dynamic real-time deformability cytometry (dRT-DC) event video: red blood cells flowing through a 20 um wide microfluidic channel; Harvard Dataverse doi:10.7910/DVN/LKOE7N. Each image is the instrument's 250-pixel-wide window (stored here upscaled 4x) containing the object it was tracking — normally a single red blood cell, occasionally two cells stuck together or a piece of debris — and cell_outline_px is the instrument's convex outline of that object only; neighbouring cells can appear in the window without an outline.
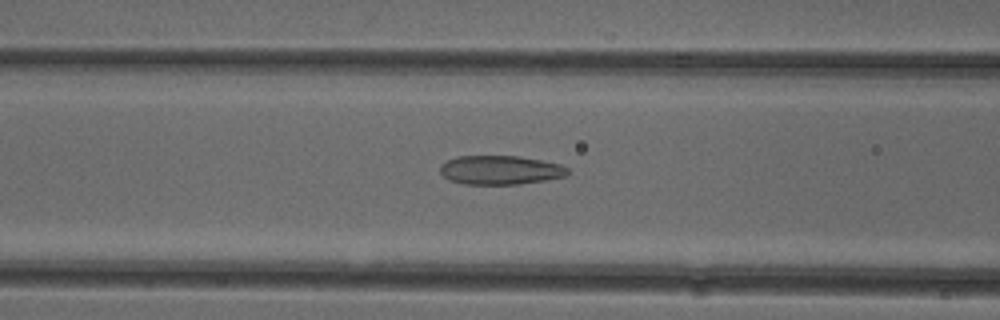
{"species": "common noctule bat (a hibernating species)", "species_latin": "Nyctalus noctula", "temperature_condition": "cold", "stored_images_in_passage": 52, "camera_frame_rate_fps": 3000, "um_per_image_px": 0.085, "animal": {"sex": "female"}, "frame": {"image": 1, "passage_image": 21, "time_ms": 6.667, "image_size_px": [1000, 320], "cell_outline_px": [[568, 176], [520, 184], [464, 184], [448, 180], [440, 172], [440, 164], [456, 156], [520, 156], [560, 164], [568, 168]], "centroid_in_image_um": [42.51, 14.45], "position_along_channel_um": 124.1, "area_um2": 21.62}}
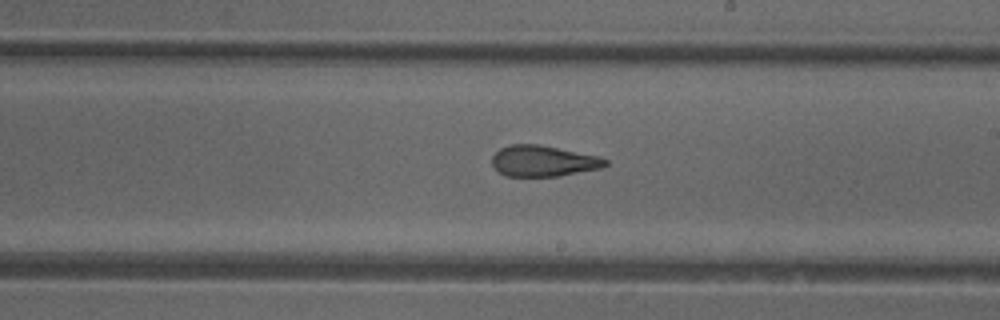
{"frame": {"image": 2, "passage_image": 30, "time_ms": 9.667, "image_size_px": [1000, 320], "cell_outline_px": [[608, 164], [600, 168], [556, 176], [504, 176], [492, 164], [492, 156], [500, 148], [512, 144], [536, 144], [600, 156], [608, 160]], "centroid_in_image_um": [46.17, 13.68], "position_along_channel_um": 242.8, "area_um2": 20.23}}
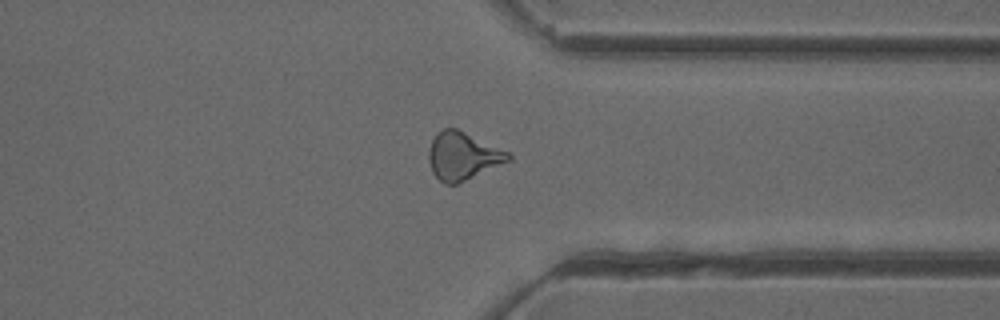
{"frame": {"image": 3, "passage_image": 40, "time_ms": 13.0, "image_size_px": [1000, 320], "cell_outline_px": [[512, 160], [456, 184], [444, 184], [432, 172], [428, 160], [428, 152], [432, 140], [436, 132], [444, 128], [456, 128], [508, 152], [512, 156]], "centroid_in_image_um": [39.31, 13.26], "position_along_channel_um": 372.1, "area_um2": 21.96}, "authors_computed_cell_mechanics": {"area_um2": 21.9929, "velocity_mm_per_s": 3.9567, "shape_relaxation_time_tau1_ms": null, "shape_relaxation_time_tau2_ms": 2.0699, "deformation_change_tau1": null, "deformation_change_tau2": 0.1047}}